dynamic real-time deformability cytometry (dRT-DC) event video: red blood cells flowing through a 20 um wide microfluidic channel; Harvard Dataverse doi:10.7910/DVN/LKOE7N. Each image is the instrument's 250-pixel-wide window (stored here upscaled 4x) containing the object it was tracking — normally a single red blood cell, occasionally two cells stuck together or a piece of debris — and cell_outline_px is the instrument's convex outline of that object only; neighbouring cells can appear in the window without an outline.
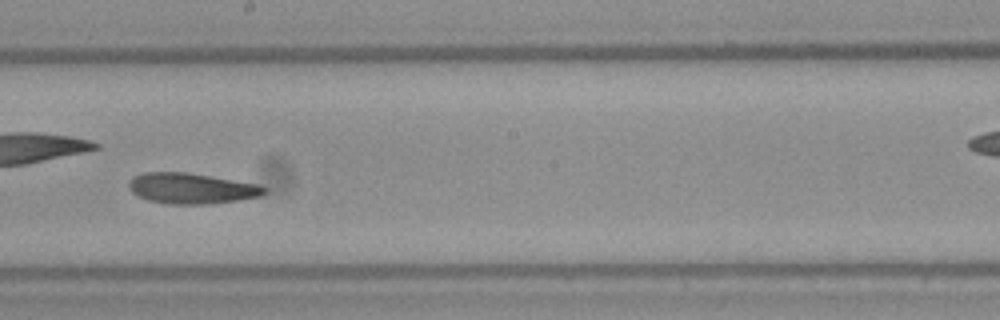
{"species": "Egyptian fruit bat (a non-hibernating species)", "species_latin": "Rousettus aegyptiacus", "temperature_condition": "warm", "stored_images_in_passage": 24, "camera_frame_rate_fps": 3000, "um_per_image_px": 0.085, "frame": {"image": 1, "passage_image": 14, "time_ms": 4.333, "image_size_px": [1000, 320], "cell_outline_px": [[268, 192], [260, 196], [240, 200], [208, 204], [168, 204], [148, 200], [132, 192], [128, 188], [128, 180], [132, 176], [144, 172], [184, 172], [260, 184], [268, 188]], "centroid_in_image_um": [16.29, 16.01], "position_along_channel_um": 231.9, "area_um2": 24.39}}